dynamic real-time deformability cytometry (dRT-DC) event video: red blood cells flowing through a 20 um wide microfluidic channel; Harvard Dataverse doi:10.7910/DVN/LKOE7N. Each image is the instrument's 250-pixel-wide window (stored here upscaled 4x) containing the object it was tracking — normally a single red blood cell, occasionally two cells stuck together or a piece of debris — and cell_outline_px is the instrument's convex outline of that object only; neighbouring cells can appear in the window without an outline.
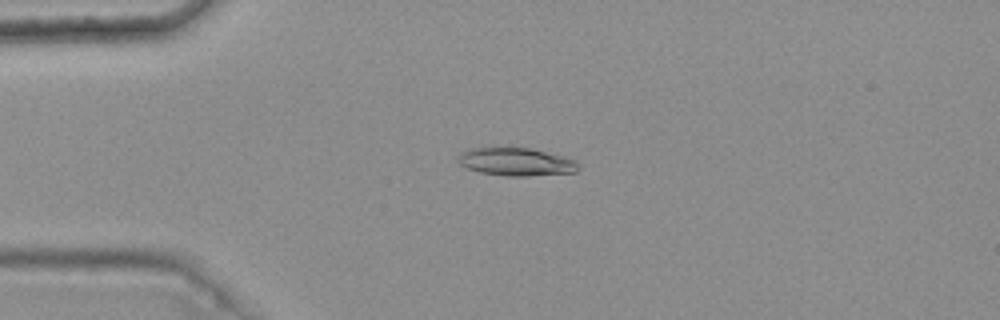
{"species": "common noctule bat (a hibernating species)", "species_latin": "Nyctalus noctula", "temperature_condition": "warm", "stored_images_in_passage": 9, "camera_frame_rate_fps": 3000, "um_per_image_px": 0.085, "animal": {"sex": "female", "body_mass_g": 25.1}, "frame": {"image": 1, "passage_image": 4, "time_ms": 1.0, "image_size_px": [1000, 320], "cell_outline_px": [[580, 168], [576, 172], [528, 176], [508, 176], [480, 172], [468, 168], [460, 164], [460, 152], [472, 148], [532, 148], [576, 160], [580, 164]], "centroid_in_image_um": [43.93, 13.76], "position_along_channel_um": 41.1, "area_um2": 19.42}}
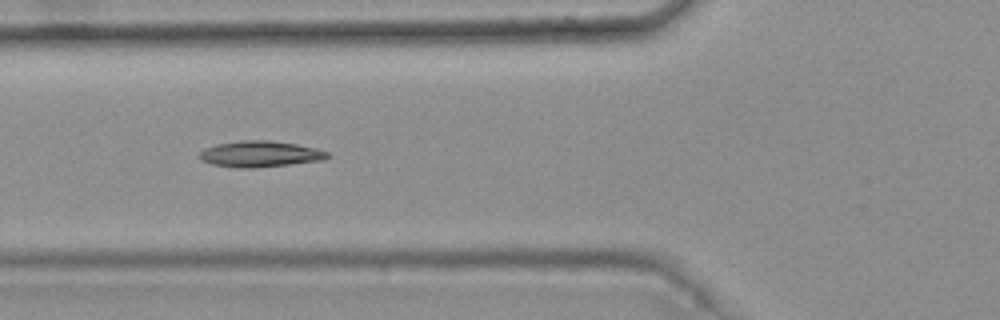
{"frame": {"image": 2, "passage_image": 6, "time_ms": 1.667, "image_size_px": [1000, 320], "cell_outline_px": [[328, 156], [324, 160], [252, 168], [240, 168], [212, 164], [200, 160], [200, 152], [204, 148], [216, 144], [240, 140], [268, 140], [296, 144], [316, 148], [328, 152]], "centroid_in_image_um": [22.08, 13.08], "position_along_channel_um": 103.7, "area_um2": 19.31}}
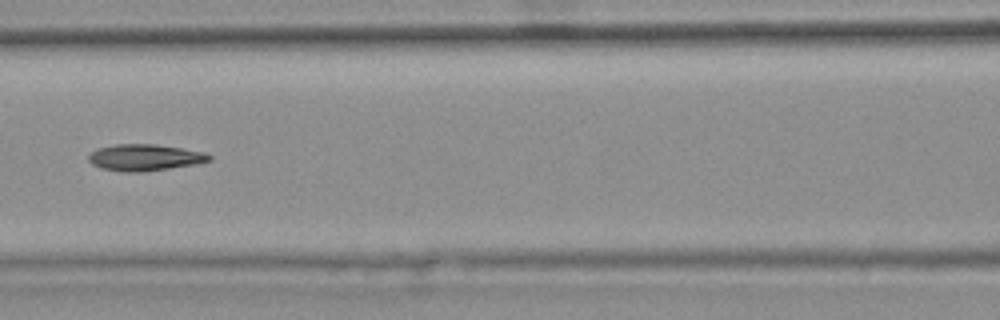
{"frame": {"image": 3, "passage_image": 7, "time_ms": 2.0, "image_size_px": [1000, 320], "cell_outline_px": [[212, 160], [196, 164], [144, 172], [124, 172], [100, 168], [92, 164], [88, 160], [88, 156], [92, 152], [100, 148], [116, 144], [156, 144], [204, 152], [212, 156]], "centroid_in_image_um": [12.32, 13.39], "position_along_channel_um": 154.3, "area_um2": 18.61}}